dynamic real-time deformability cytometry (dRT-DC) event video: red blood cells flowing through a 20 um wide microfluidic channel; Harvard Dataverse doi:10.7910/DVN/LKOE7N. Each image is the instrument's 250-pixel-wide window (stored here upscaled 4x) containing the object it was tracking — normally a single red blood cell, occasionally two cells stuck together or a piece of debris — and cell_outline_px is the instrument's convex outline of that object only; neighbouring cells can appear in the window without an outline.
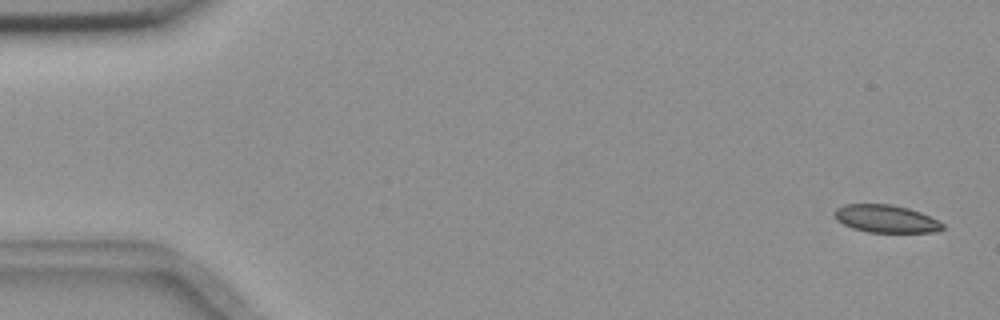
{"species": "common noctule bat (a hibernating species)", "species_latin": "Nyctalus noctula", "temperature_condition": "room temperature", "stored_images_in_passage": 4, "camera_frame_rate_fps": 3000, "um_per_image_px": 0.085, "animal": {"sex": "female", "body_mass_g": 18.4}, "frame": {"image": 1, "passage_image": 1, "time_ms": 0.0, "image_size_px": [1000, 320], "cell_outline_px": [[944, 228], [936, 232], [868, 232], [852, 228], [836, 220], [832, 212], [836, 208], [844, 204], [892, 204], [908, 208], [920, 212], [944, 224]], "centroid_in_image_um": [75.26, 18.59], "position_along_channel_um": 9.7, "area_um2": 17.46}}
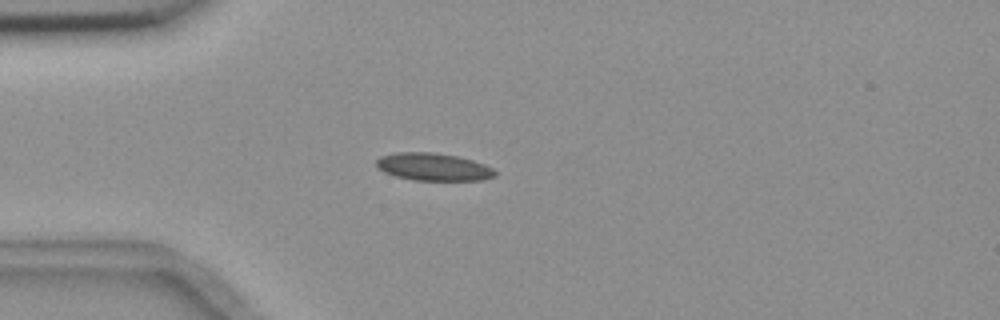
{"frame": {"image": 2, "passage_image": 4, "time_ms": 4.333, "image_size_px": [1000, 320], "cell_outline_px": [[496, 176], [484, 180], [412, 180], [396, 176], [384, 172], [376, 168], [376, 160], [380, 156], [396, 152], [432, 152], [456, 156], [472, 160], [484, 164], [492, 168], [496, 172]], "centroid_in_image_um": [36.81, 14.18], "position_along_channel_um": 48.2, "area_um2": 19.13}}